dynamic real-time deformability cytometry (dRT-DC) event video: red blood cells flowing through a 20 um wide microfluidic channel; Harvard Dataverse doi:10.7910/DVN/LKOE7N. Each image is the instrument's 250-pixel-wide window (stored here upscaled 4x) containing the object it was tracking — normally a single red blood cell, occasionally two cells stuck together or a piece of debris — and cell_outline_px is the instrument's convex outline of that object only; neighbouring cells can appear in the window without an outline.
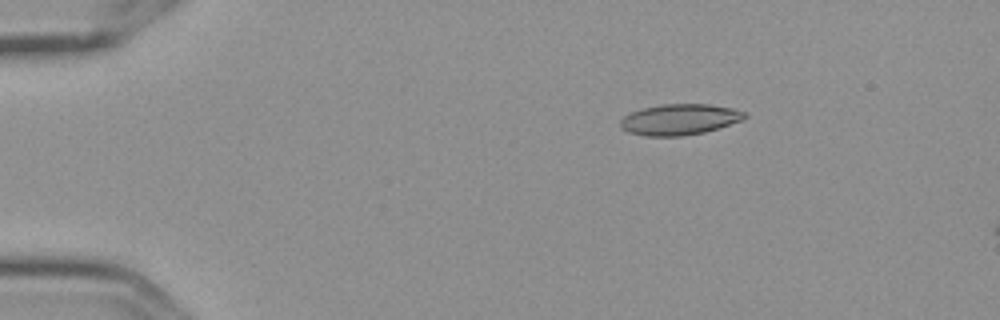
{"species": "Egyptian fruit bat (a non-hibernating species)", "species_latin": "Rousettus aegyptiacus", "temperature_condition": "cold", "stored_images_in_passage": 6, "camera_frame_rate_fps": 3000, "um_per_image_px": 0.085, "frame": {"image": 1, "passage_image": 3, "time_ms": 0.667, "image_size_px": [1000, 320], "cell_outline_px": [[748, 116], [740, 120], [704, 132], [680, 136], [644, 136], [628, 132], [620, 128], [620, 120], [624, 116], [632, 112], [644, 108], [660, 104], [708, 104], [732, 108], [744, 112]], "centroid_in_image_um": [57.71, 10.15], "position_along_channel_um": 27.3, "area_um2": 22.14}}